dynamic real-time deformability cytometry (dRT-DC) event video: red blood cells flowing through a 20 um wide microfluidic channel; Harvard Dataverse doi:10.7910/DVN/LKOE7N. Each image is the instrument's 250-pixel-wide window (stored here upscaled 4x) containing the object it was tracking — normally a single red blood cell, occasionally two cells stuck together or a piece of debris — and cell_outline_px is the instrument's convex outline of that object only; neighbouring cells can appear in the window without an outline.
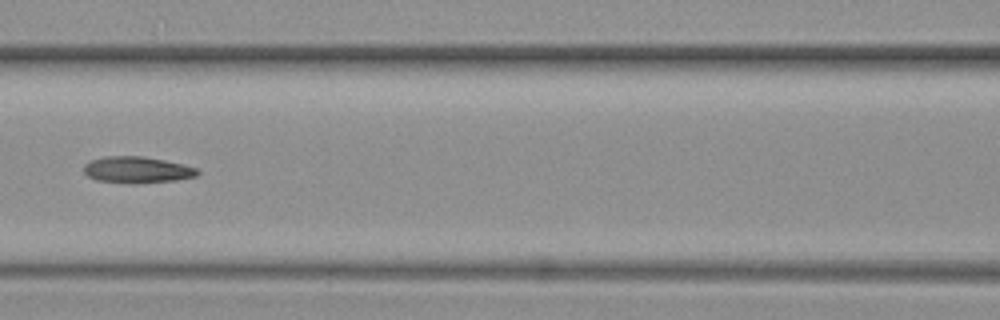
{"species": "common noctule bat (a hibernating species)", "species_latin": "Nyctalus noctula", "temperature_condition": "warm", "stored_images_in_passage": 9, "camera_frame_rate_fps": 3000, "um_per_image_px": 0.085, "animal": {"sex": "female", "body_mass_g": 19.3, "forearm_length_mm": 54.1}, "frame": {"image": 1, "passage_image": 6, "time_ms": 1.667, "image_size_px": [1000, 320], "cell_outline_px": [[200, 172], [196, 176], [176, 180], [136, 184], [128, 184], [96, 180], [88, 176], [84, 172], [84, 164], [88, 160], [104, 156], [144, 156], [184, 164], [196, 168]], "centroid_in_image_um": [11.62, 14.44], "position_along_channel_um": 155.0, "area_um2": 17.8}}
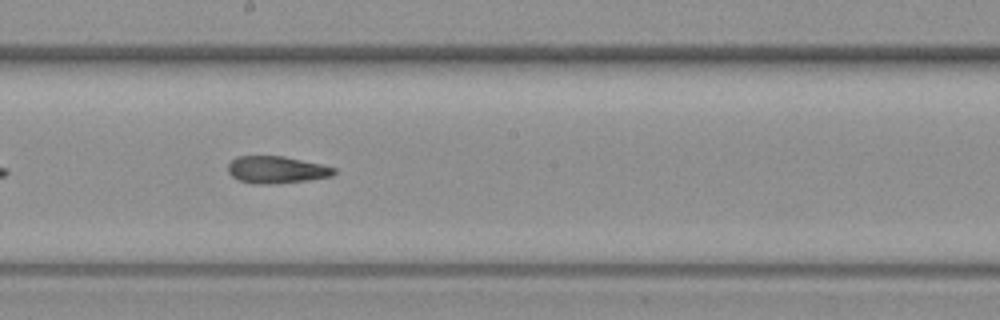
{"frame": {"image": 2, "passage_image": 8, "time_ms": 2.333, "image_size_px": [1000, 320], "cell_outline_px": [[336, 172], [332, 176], [308, 180], [276, 184], [252, 184], [240, 180], [232, 176], [228, 172], [228, 164], [236, 156], [284, 156], [320, 164], [336, 168]], "centroid_in_image_um": [23.49, 14.43], "position_along_channel_um": 224.7, "area_um2": 16.82}}